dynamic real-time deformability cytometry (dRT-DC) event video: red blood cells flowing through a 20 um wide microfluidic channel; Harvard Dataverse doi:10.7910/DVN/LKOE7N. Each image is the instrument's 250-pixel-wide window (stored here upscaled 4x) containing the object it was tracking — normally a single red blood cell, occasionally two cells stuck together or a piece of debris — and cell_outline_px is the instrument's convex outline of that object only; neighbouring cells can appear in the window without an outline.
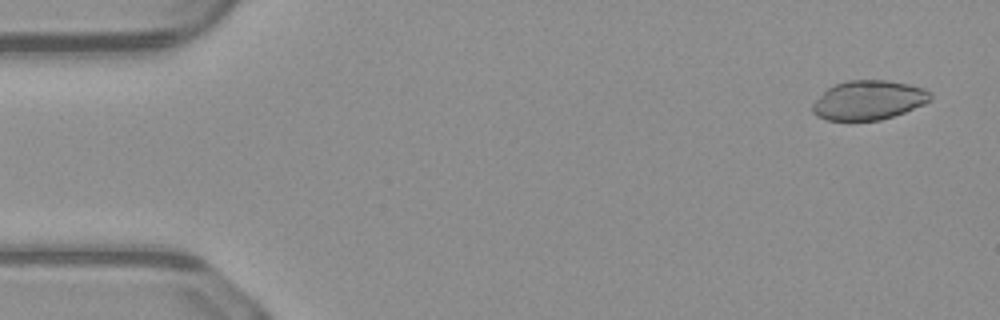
{"species": "common noctule bat (a hibernating species)", "species_latin": "Nyctalus noctula", "temperature_condition": "warm", "stored_images_in_passage": 50, "camera_frame_rate_fps": 3000, "um_per_image_px": 0.085, "animal": {"sex": "male", "body_mass_g": 23.1, "forearm_length_mm": 52.7}, "frame": {"image": 1, "passage_image": 3, "time_ms": 0.667, "image_size_px": [1000, 320], "cell_outline_px": [[932, 100], [924, 104], [904, 112], [880, 120], [828, 120], [816, 116], [812, 112], [812, 104], [828, 88], [836, 84], [848, 80], [888, 80], [908, 84], [924, 88], [932, 96]], "centroid_in_image_um": [73.83, 8.51], "position_along_channel_um": 11.2, "area_um2": 26.82}}
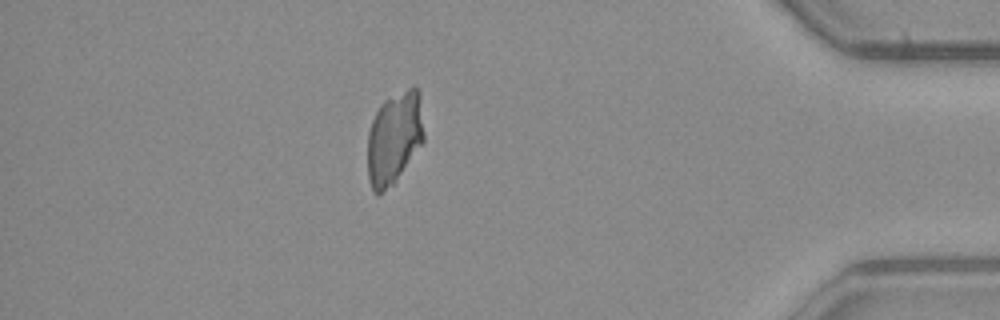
{"frame": {"image": 2, "passage_image": 44, "time_ms": 14.333, "image_size_px": [1000, 320], "cell_outline_px": [[424, 140], [396, 180], [380, 196], [376, 196], [372, 192], [368, 176], [368, 132], [372, 120], [380, 104], [384, 100], [408, 88], [416, 88], [420, 92], [424, 132]], "centroid_in_image_um": [33.5, 11.75], "position_along_channel_um": 401.7, "area_um2": 30.4}}